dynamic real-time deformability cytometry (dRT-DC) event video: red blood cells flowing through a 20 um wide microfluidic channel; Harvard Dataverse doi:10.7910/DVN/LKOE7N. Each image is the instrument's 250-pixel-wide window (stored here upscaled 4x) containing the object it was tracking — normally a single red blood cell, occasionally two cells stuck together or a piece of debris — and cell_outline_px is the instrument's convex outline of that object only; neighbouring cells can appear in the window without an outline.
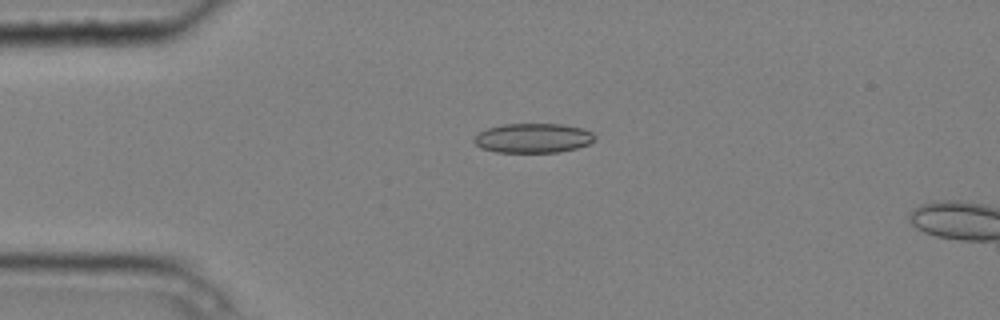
{"species": "common noctule bat (a hibernating species)", "species_latin": "Nyctalus noctula", "temperature_condition": "cold", "stored_images_in_passage": 4, "camera_frame_rate_fps": 3000, "um_per_image_px": 0.085, "animal": {"sex": "male", "body_mass_g": 20.4}, "frame": {"image": 1, "passage_image": 3, "time_ms": 0.667, "image_size_px": [1000, 320], "cell_outline_px": [[596, 140], [588, 144], [576, 148], [560, 152], [496, 152], [480, 148], [472, 140], [480, 132], [488, 128], [504, 124], [564, 124], [584, 128], [592, 132], [596, 136]], "centroid_in_image_um": [45.35, 11.73], "position_along_channel_um": 39.7, "area_um2": 20.87}}